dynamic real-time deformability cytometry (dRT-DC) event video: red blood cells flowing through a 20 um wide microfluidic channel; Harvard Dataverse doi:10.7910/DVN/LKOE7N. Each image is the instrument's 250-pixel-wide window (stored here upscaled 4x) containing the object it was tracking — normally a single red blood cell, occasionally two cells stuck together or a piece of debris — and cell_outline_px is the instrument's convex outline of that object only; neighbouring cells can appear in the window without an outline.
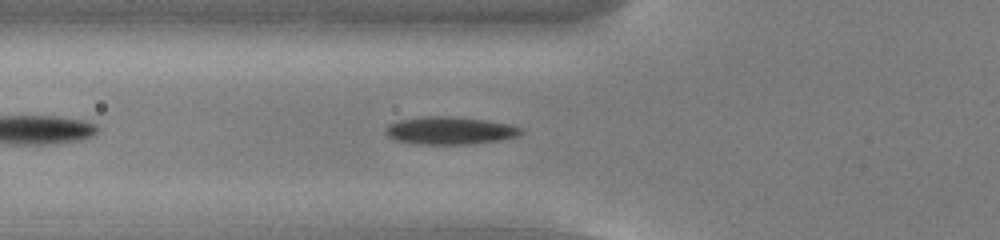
{"species": "common noctule bat (a hibernating species)", "species_latin": "Nyctalus noctula", "temperature_condition": "cold", "stored_images_in_passage": 41, "camera_frame_rate_fps": 3000, "um_per_image_px": 0.085, "animal": {"sex": "male", "body_mass_g": 13.0, "forearm_length_mm": 53.1}, "frame": {"image": 1, "passage_image": 6, "time_ms": 1.667, "image_size_px": [1000, 240], "cell_outline_px": [[524, 132], [520, 136], [504, 140], [472, 144], [412, 144], [396, 140], [388, 136], [384, 132], [384, 128], [388, 124], [400, 120], [424, 116], [456, 116], [512, 124], [524, 128]], "centroid_in_image_um": [38.3, 11.1], "position_along_channel_um": 87.5, "area_um2": 22.37}}
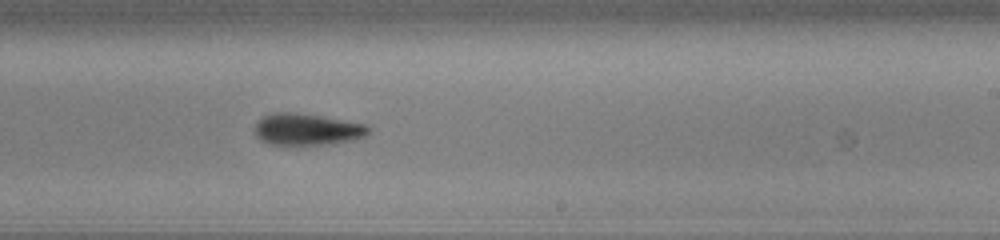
{"frame": {"image": 2, "passage_image": 20, "time_ms": 6.333, "image_size_px": [1000, 240], "cell_outline_px": [[372, 128], [364, 136], [356, 140], [336, 144], [268, 144], [260, 140], [256, 136], [252, 128], [260, 116], [272, 112], [296, 112], [368, 124]], "centroid_in_image_um": [26.07, 10.99], "position_along_channel_um": 262.9, "area_um2": 21.5}}
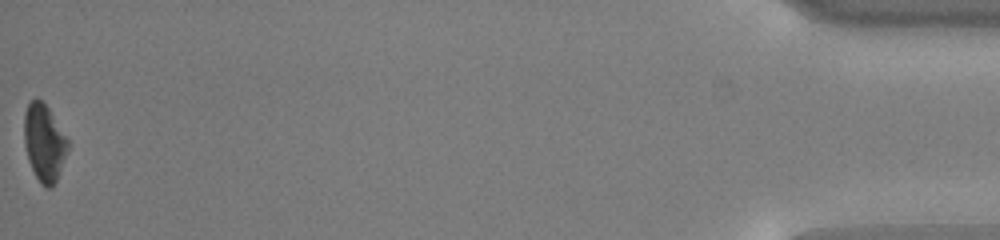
{"frame": {"image": 3, "passage_image": 41, "time_ms": 13.333, "image_size_px": [1000, 240], "cell_outline_px": [[68, 152], [56, 180], [52, 188], [44, 188], [40, 184], [28, 160], [24, 144], [24, 112], [28, 104], [36, 96], [48, 108], [68, 140]], "centroid_in_image_um": [3.74, 12.15], "position_along_channel_um": 431.5, "area_um2": 19.59}, "authors_computed_cell_mechanics": {"area_um2": 21.4438, "velocity_mm_per_s": 3.7622, "shape_relaxation_time_tau1_ms": 3.8786, "shape_relaxation_time_tau2_ms": null, "deformation_change_tau1": 0.1285, "deformation_change_tau2": null}}